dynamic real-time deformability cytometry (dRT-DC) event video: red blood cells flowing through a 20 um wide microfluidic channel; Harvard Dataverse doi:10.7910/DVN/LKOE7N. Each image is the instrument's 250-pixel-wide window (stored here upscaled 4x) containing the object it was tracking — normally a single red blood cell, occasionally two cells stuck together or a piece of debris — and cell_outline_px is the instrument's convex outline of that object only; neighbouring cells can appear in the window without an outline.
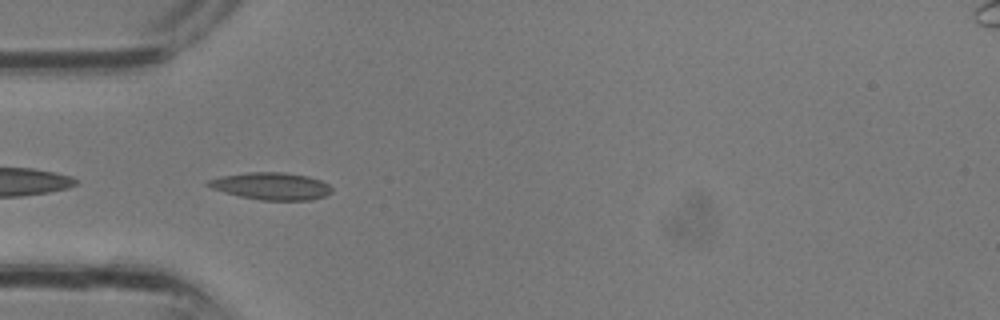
{"species": "common noctule bat (a hibernating species)", "species_latin": "Nyctalus noctula", "temperature_condition": "room temperature", "stored_images_in_passage": 24, "camera_frame_rate_fps": 3000, "um_per_image_px": 0.085, "animal": {"sex": "male", "body_mass_g": 13.3}, "frame": {"image": 1, "passage_image": 2, "time_ms": 0.333, "image_size_px": [1000, 320], "cell_outline_px": [[332, 192], [324, 196], [312, 200], [260, 200], [240, 196], [224, 192], [212, 188], [204, 184], [208, 180], [220, 176], [248, 172], [284, 172], [308, 176], [320, 180], [328, 184], [332, 188]], "centroid_in_image_um": [23.05, 15.81], "position_along_channel_um": 61.9, "area_um2": 19.65}}
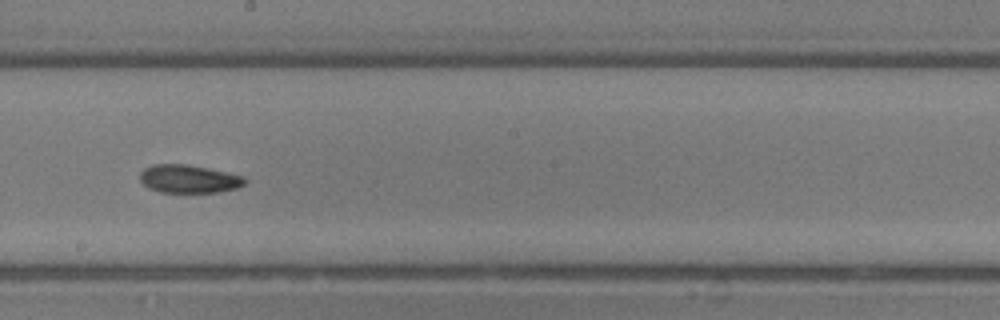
{"frame": {"image": 2, "passage_image": 10, "time_ms": 3.0, "image_size_px": [1000, 320], "cell_outline_px": [[248, 180], [244, 184], [236, 188], [216, 192], [160, 192], [148, 188], [140, 180], [140, 172], [144, 168], [152, 164], [184, 164], [208, 168], [228, 172], [244, 176]], "centroid_in_image_um": [16.04, 15.2], "position_along_channel_um": 232.2, "area_um2": 17.22}}
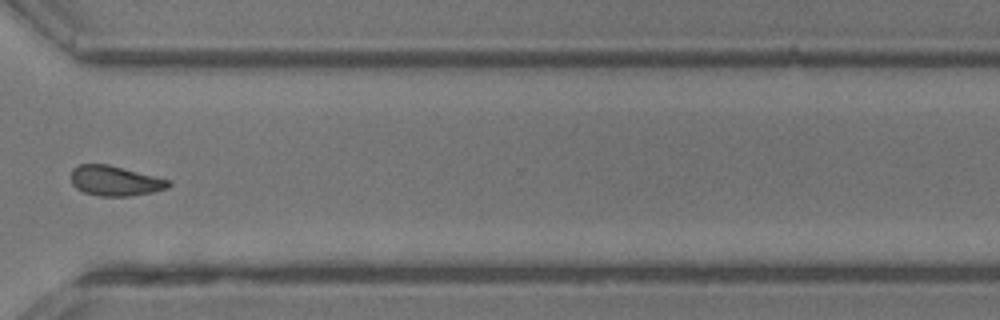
{"frame": {"image": 3, "passage_image": 16, "time_ms": 5.0, "image_size_px": [1000, 320], "cell_outline_px": [[172, 184], [168, 188], [152, 192], [128, 196], [100, 196], [84, 192], [76, 188], [72, 184], [72, 168], [80, 164], [108, 164], [168, 180]], "centroid_in_image_um": [9.75, 15.37], "position_along_channel_um": 360.8, "area_um2": 16.82}}